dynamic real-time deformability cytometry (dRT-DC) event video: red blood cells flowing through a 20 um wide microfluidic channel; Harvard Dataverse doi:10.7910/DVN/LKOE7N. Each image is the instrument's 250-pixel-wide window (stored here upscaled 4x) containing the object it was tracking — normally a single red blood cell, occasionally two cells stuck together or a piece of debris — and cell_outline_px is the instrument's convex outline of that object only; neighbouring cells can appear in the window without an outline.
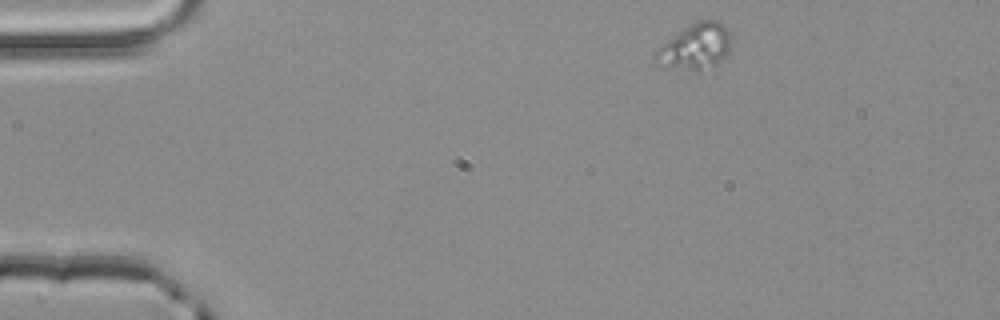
{"species": "common noctule bat (a hibernating species)", "species_latin": "Nyctalus noctula", "temperature_condition": "room temperature", "stored_images_in_passage": 2, "camera_frame_rate_fps": 3000, "um_per_image_px": 0.085, "animal": {"sex": "male", "body_mass_g": 20.4}, "frame": {"image": 1, "passage_image": 1, "time_ms": 0.0, "image_size_px": [1000, 320], "cell_outline_px": [[732, 40], [728, 52], [716, 64], [700, 72], [696, 72], [656, 60], [652, 56], [668, 40], [688, 24], [696, 20], [716, 20], [724, 24], [732, 32]], "centroid_in_image_um": [59.22, 3.9], "position_along_channel_um": 25.8, "area_um2": 19.83}}